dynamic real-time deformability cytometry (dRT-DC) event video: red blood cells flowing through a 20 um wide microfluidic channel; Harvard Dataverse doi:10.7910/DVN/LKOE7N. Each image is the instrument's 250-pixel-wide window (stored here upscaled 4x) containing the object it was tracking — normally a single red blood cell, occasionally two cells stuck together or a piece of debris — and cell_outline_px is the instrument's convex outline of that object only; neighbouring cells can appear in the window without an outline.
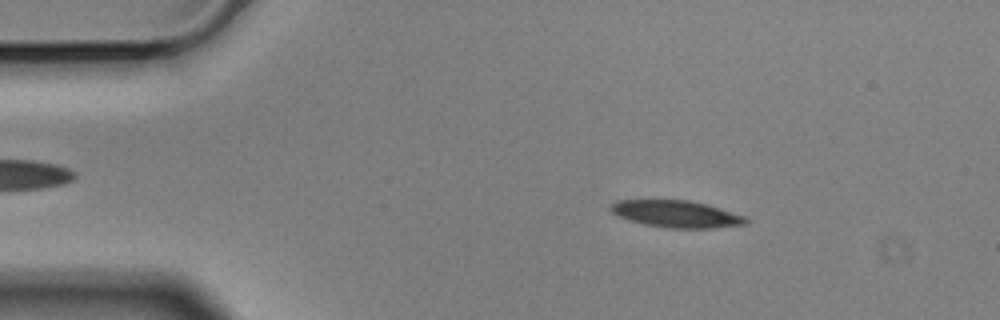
{"species": "Egyptian fruit bat (a non-hibernating species)", "species_latin": "Rousettus aegyptiacus", "temperature_condition": "cold", "stored_images_in_passage": 55, "camera_frame_rate_fps": 3000, "um_per_image_px": 0.085, "animal": {"sex": "male"}, "frame": {"image": 1, "passage_image": 8, "time_ms": 2.333, "image_size_px": [1000, 320], "cell_outline_px": [[748, 224], [712, 228], [668, 228], [644, 224], [620, 216], [612, 212], [608, 208], [616, 200], [692, 200], [708, 204], [744, 216], [748, 220]], "centroid_in_image_um": [57.52, 18.18], "position_along_channel_um": 27.5, "area_um2": 21.15}}
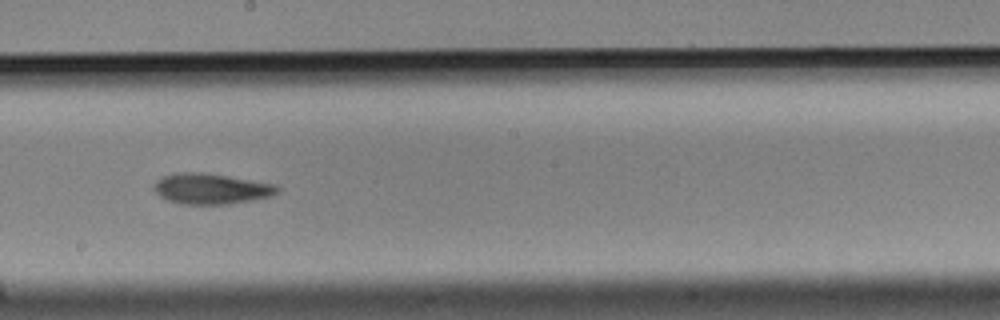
{"frame": {"image": 2, "passage_image": 30, "time_ms": 9.667, "image_size_px": [1000, 320], "cell_outline_px": [[280, 192], [272, 196], [252, 200], [228, 204], [180, 204], [168, 200], [160, 196], [152, 188], [152, 184], [160, 176], [176, 172], [204, 172], [276, 184], [280, 188]], "centroid_in_image_um": [17.92, 16.03], "position_along_channel_um": 230.3, "area_um2": 22.37}}
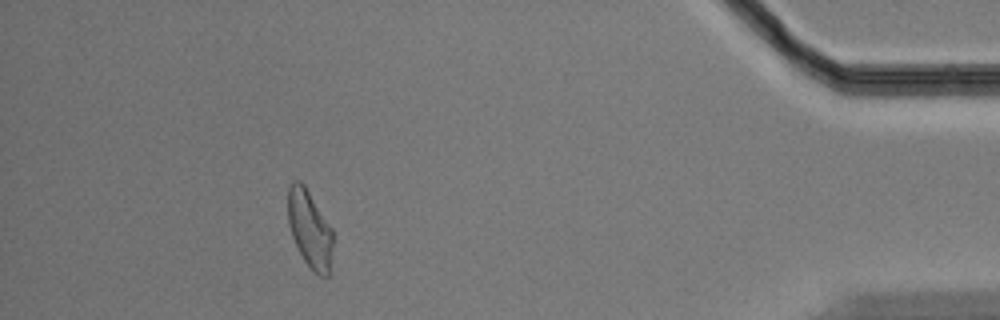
{"frame": {"image": 3, "passage_image": 50, "time_ms": 16.333, "image_size_px": [1000, 320], "cell_outline_px": [[332, 244], [328, 276], [320, 276], [304, 260], [292, 236], [288, 224], [288, 184], [292, 180], [300, 180], [304, 184], [332, 228]], "centroid_in_image_um": [26.3, 19.39], "position_along_channel_um": 408.9, "area_um2": 20.0}, "authors_computed_cell_mechanics": {"area_um2": 21.5594, "velocity_mm_per_s": 3.5103, "shape_relaxation_time_tau1_ms": 11.0495, "shape_relaxation_time_tau2_ms": 3.8083, "deformation_change_tau1": 0.2201, "deformation_change_tau2": 0.122}}